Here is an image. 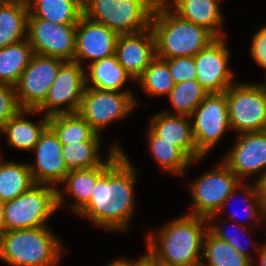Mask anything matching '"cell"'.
I'll list each match as a JSON object with an SVG mask.
<instances>
[{"label": "cell", "mask_w": 266, "mask_h": 266, "mask_svg": "<svg viewBox=\"0 0 266 266\" xmlns=\"http://www.w3.org/2000/svg\"><path fill=\"white\" fill-rule=\"evenodd\" d=\"M137 172L124 154L97 180L90 201L77 213L106 230L124 231L135 209Z\"/></svg>", "instance_id": "1"}, {"label": "cell", "mask_w": 266, "mask_h": 266, "mask_svg": "<svg viewBox=\"0 0 266 266\" xmlns=\"http://www.w3.org/2000/svg\"><path fill=\"white\" fill-rule=\"evenodd\" d=\"M208 226L204 217H178L147 236V252L159 266H201Z\"/></svg>", "instance_id": "2"}, {"label": "cell", "mask_w": 266, "mask_h": 266, "mask_svg": "<svg viewBox=\"0 0 266 266\" xmlns=\"http://www.w3.org/2000/svg\"><path fill=\"white\" fill-rule=\"evenodd\" d=\"M151 29L156 57L161 59L196 56L217 38L206 27L182 19L160 0L151 17Z\"/></svg>", "instance_id": "3"}, {"label": "cell", "mask_w": 266, "mask_h": 266, "mask_svg": "<svg viewBox=\"0 0 266 266\" xmlns=\"http://www.w3.org/2000/svg\"><path fill=\"white\" fill-rule=\"evenodd\" d=\"M65 248L48 227L5 231L0 259L11 266H57Z\"/></svg>", "instance_id": "4"}, {"label": "cell", "mask_w": 266, "mask_h": 266, "mask_svg": "<svg viewBox=\"0 0 266 266\" xmlns=\"http://www.w3.org/2000/svg\"><path fill=\"white\" fill-rule=\"evenodd\" d=\"M64 197V191L58 187L35 184L18 197L3 202L5 231L48 227V218L61 208Z\"/></svg>", "instance_id": "5"}, {"label": "cell", "mask_w": 266, "mask_h": 266, "mask_svg": "<svg viewBox=\"0 0 266 266\" xmlns=\"http://www.w3.org/2000/svg\"><path fill=\"white\" fill-rule=\"evenodd\" d=\"M159 0H83V16L120 34L148 30Z\"/></svg>", "instance_id": "6"}, {"label": "cell", "mask_w": 266, "mask_h": 266, "mask_svg": "<svg viewBox=\"0 0 266 266\" xmlns=\"http://www.w3.org/2000/svg\"><path fill=\"white\" fill-rule=\"evenodd\" d=\"M241 182L221 161L217 167L189 184L193 207L187 214L207 218L208 223L212 224L226 208V203L231 201L234 194L236 196Z\"/></svg>", "instance_id": "7"}, {"label": "cell", "mask_w": 266, "mask_h": 266, "mask_svg": "<svg viewBox=\"0 0 266 266\" xmlns=\"http://www.w3.org/2000/svg\"><path fill=\"white\" fill-rule=\"evenodd\" d=\"M230 128L236 133L266 130V85L234 83L226 91Z\"/></svg>", "instance_id": "8"}, {"label": "cell", "mask_w": 266, "mask_h": 266, "mask_svg": "<svg viewBox=\"0 0 266 266\" xmlns=\"http://www.w3.org/2000/svg\"><path fill=\"white\" fill-rule=\"evenodd\" d=\"M132 93L85 87L78 114L101 134L109 124L125 118L138 105Z\"/></svg>", "instance_id": "9"}, {"label": "cell", "mask_w": 266, "mask_h": 266, "mask_svg": "<svg viewBox=\"0 0 266 266\" xmlns=\"http://www.w3.org/2000/svg\"><path fill=\"white\" fill-rule=\"evenodd\" d=\"M190 120L197 152L204 157L227 129H231L226 93L208 94L190 115Z\"/></svg>", "instance_id": "10"}, {"label": "cell", "mask_w": 266, "mask_h": 266, "mask_svg": "<svg viewBox=\"0 0 266 266\" xmlns=\"http://www.w3.org/2000/svg\"><path fill=\"white\" fill-rule=\"evenodd\" d=\"M65 61L34 54L15 87L21 110H37L46 100L49 89Z\"/></svg>", "instance_id": "11"}, {"label": "cell", "mask_w": 266, "mask_h": 266, "mask_svg": "<svg viewBox=\"0 0 266 266\" xmlns=\"http://www.w3.org/2000/svg\"><path fill=\"white\" fill-rule=\"evenodd\" d=\"M86 68L75 61H65L59 68L45 102L36 110L45 116L78 113L85 89ZM65 105V106H63Z\"/></svg>", "instance_id": "12"}, {"label": "cell", "mask_w": 266, "mask_h": 266, "mask_svg": "<svg viewBox=\"0 0 266 266\" xmlns=\"http://www.w3.org/2000/svg\"><path fill=\"white\" fill-rule=\"evenodd\" d=\"M76 24L28 17L27 40L35 54L74 61Z\"/></svg>", "instance_id": "13"}, {"label": "cell", "mask_w": 266, "mask_h": 266, "mask_svg": "<svg viewBox=\"0 0 266 266\" xmlns=\"http://www.w3.org/2000/svg\"><path fill=\"white\" fill-rule=\"evenodd\" d=\"M225 37H217L196 56V80L210 93H223L234 84L229 67L230 53Z\"/></svg>", "instance_id": "14"}, {"label": "cell", "mask_w": 266, "mask_h": 266, "mask_svg": "<svg viewBox=\"0 0 266 266\" xmlns=\"http://www.w3.org/2000/svg\"><path fill=\"white\" fill-rule=\"evenodd\" d=\"M222 162L242 181L250 174L266 170V130L237 135Z\"/></svg>", "instance_id": "15"}, {"label": "cell", "mask_w": 266, "mask_h": 266, "mask_svg": "<svg viewBox=\"0 0 266 266\" xmlns=\"http://www.w3.org/2000/svg\"><path fill=\"white\" fill-rule=\"evenodd\" d=\"M62 147L57 134L48 125L32 149L36 153L35 164L28 163L35 184L56 187L64 181L70 170L65 164Z\"/></svg>", "instance_id": "16"}, {"label": "cell", "mask_w": 266, "mask_h": 266, "mask_svg": "<svg viewBox=\"0 0 266 266\" xmlns=\"http://www.w3.org/2000/svg\"><path fill=\"white\" fill-rule=\"evenodd\" d=\"M118 36L105 25L82 16L76 24L74 61L83 65V59L92 63L115 55Z\"/></svg>", "instance_id": "17"}, {"label": "cell", "mask_w": 266, "mask_h": 266, "mask_svg": "<svg viewBox=\"0 0 266 266\" xmlns=\"http://www.w3.org/2000/svg\"><path fill=\"white\" fill-rule=\"evenodd\" d=\"M115 55L124 70L136 81L156 57L155 37L151 27L138 33L120 34Z\"/></svg>", "instance_id": "18"}, {"label": "cell", "mask_w": 266, "mask_h": 266, "mask_svg": "<svg viewBox=\"0 0 266 266\" xmlns=\"http://www.w3.org/2000/svg\"><path fill=\"white\" fill-rule=\"evenodd\" d=\"M108 154L101 166L70 170L62 182L65 184V193L76 199L70 207L76 214L90 201L97 180L124 154V150L114 144Z\"/></svg>", "instance_id": "19"}, {"label": "cell", "mask_w": 266, "mask_h": 266, "mask_svg": "<svg viewBox=\"0 0 266 266\" xmlns=\"http://www.w3.org/2000/svg\"><path fill=\"white\" fill-rule=\"evenodd\" d=\"M189 119L190 116L172 115L164 111L153 115L148 128L160 136L161 140L173 142L196 163L203 157L197 152Z\"/></svg>", "instance_id": "20"}, {"label": "cell", "mask_w": 266, "mask_h": 266, "mask_svg": "<svg viewBox=\"0 0 266 266\" xmlns=\"http://www.w3.org/2000/svg\"><path fill=\"white\" fill-rule=\"evenodd\" d=\"M182 19L204 26L216 37L222 32L223 14L218 0H160Z\"/></svg>", "instance_id": "21"}, {"label": "cell", "mask_w": 266, "mask_h": 266, "mask_svg": "<svg viewBox=\"0 0 266 266\" xmlns=\"http://www.w3.org/2000/svg\"><path fill=\"white\" fill-rule=\"evenodd\" d=\"M38 113L36 110H20L0 128V133L7 135V143L19 150L31 151L37 144L41 133L49 125V117L43 116L37 124L24 118L26 114Z\"/></svg>", "instance_id": "22"}, {"label": "cell", "mask_w": 266, "mask_h": 266, "mask_svg": "<svg viewBox=\"0 0 266 266\" xmlns=\"http://www.w3.org/2000/svg\"><path fill=\"white\" fill-rule=\"evenodd\" d=\"M28 17L27 0L0 5V48L27 39Z\"/></svg>", "instance_id": "23"}, {"label": "cell", "mask_w": 266, "mask_h": 266, "mask_svg": "<svg viewBox=\"0 0 266 266\" xmlns=\"http://www.w3.org/2000/svg\"><path fill=\"white\" fill-rule=\"evenodd\" d=\"M88 67L89 71L85 70V87L120 91L127 80H133L118 62L116 55L94 61ZM90 82L93 85L89 86Z\"/></svg>", "instance_id": "24"}, {"label": "cell", "mask_w": 266, "mask_h": 266, "mask_svg": "<svg viewBox=\"0 0 266 266\" xmlns=\"http://www.w3.org/2000/svg\"><path fill=\"white\" fill-rule=\"evenodd\" d=\"M29 17L55 24H77L83 16V0H27Z\"/></svg>", "instance_id": "25"}, {"label": "cell", "mask_w": 266, "mask_h": 266, "mask_svg": "<svg viewBox=\"0 0 266 266\" xmlns=\"http://www.w3.org/2000/svg\"><path fill=\"white\" fill-rule=\"evenodd\" d=\"M49 126L62 144L101 140V135L78 113L49 116Z\"/></svg>", "instance_id": "26"}, {"label": "cell", "mask_w": 266, "mask_h": 266, "mask_svg": "<svg viewBox=\"0 0 266 266\" xmlns=\"http://www.w3.org/2000/svg\"><path fill=\"white\" fill-rule=\"evenodd\" d=\"M0 160V202L12 200L35 185L27 162Z\"/></svg>", "instance_id": "27"}, {"label": "cell", "mask_w": 266, "mask_h": 266, "mask_svg": "<svg viewBox=\"0 0 266 266\" xmlns=\"http://www.w3.org/2000/svg\"><path fill=\"white\" fill-rule=\"evenodd\" d=\"M34 54L27 39L0 48V83L15 86Z\"/></svg>", "instance_id": "28"}, {"label": "cell", "mask_w": 266, "mask_h": 266, "mask_svg": "<svg viewBox=\"0 0 266 266\" xmlns=\"http://www.w3.org/2000/svg\"><path fill=\"white\" fill-rule=\"evenodd\" d=\"M149 150L163 171L183 175L193 161L173 142L161 140L150 128L147 132Z\"/></svg>", "instance_id": "29"}, {"label": "cell", "mask_w": 266, "mask_h": 266, "mask_svg": "<svg viewBox=\"0 0 266 266\" xmlns=\"http://www.w3.org/2000/svg\"><path fill=\"white\" fill-rule=\"evenodd\" d=\"M202 252L201 266H253L255 263L209 230L204 237Z\"/></svg>", "instance_id": "30"}, {"label": "cell", "mask_w": 266, "mask_h": 266, "mask_svg": "<svg viewBox=\"0 0 266 266\" xmlns=\"http://www.w3.org/2000/svg\"><path fill=\"white\" fill-rule=\"evenodd\" d=\"M208 94L196 79L175 84L167 96L174 108L172 115L190 116Z\"/></svg>", "instance_id": "31"}, {"label": "cell", "mask_w": 266, "mask_h": 266, "mask_svg": "<svg viewBox=\"0 0 266 266\" xmlns=\"http://www.w3.org/2000/svg\"><path fill=\"white\" fill-rule=\"evenodd\" d=\"M100 141L76 142L63 144L62 154L69 170L86 169L101 166Z\"/></svg>", "instance_id": "32"}, {"label": "cell", "mask_w": 266, "mask_h": 266, "mask_svg": "<svg viewBox=\"0 0 266 266\" xmlns=\"http://www.w3.org/2000/svg\"><path fill=\"white\" fill-rule=\"evenodd\" d=\"M140 87L151 96L169 95L175 86L167 63L155 57L142 75L136 80Z\"/></svg>", "instance_id": "33"}, {"label": "cell", "mask_w": 266, "mask_h": 266, "mask_svg": "<svg viewBox=\"0 0 266 266\" xmlns=\"http://www.w3.org/2000/svg\"><path fill=\"white\" fill-rule=\"evenodd\" d=\"M239 189L241 192H243L242 194H244L243 198L244 200L247 202V204L245 205V215L246 218H250L254 221H257V224L261 223L260 221H262V219H264V221L266 220V209L264 208L262 201L259 198V194H258V189H257V185L254 181V183L251 184H245L243 182H241L239 184ZM236 215V212H235ZM235 215H231L230 216V220L234 219L235 220Z\"/></svg>", "instance_id": "34"}, {"label": "cell", "mask_w": 266, "mask_h": 266, "mask_svg": "<svg viewBox=\"0 0 266 266\" xmlns=\"http://www.w3.org/2000/svg\"><path fill=\"white\" fill-rule=\"evenodd\" d=\"M175 84L196 79L194 56L163 59Z\"/></svg>", "instance_id": "35"}, {"label": "cell", "mask_w": 266, "mask_h": 266, "mask_svg": "<svg viewBox=\"0 0 266 266\" xmlns=\"http://www.w3.org/2000/svg\"><path fill=\"white\" fill-rule=\"evenodd\" d=\"M20 110L21 108L17 102L15 87L0 83V128Z\"/></svg>", "instance_id": "36"}, {"label": "cell", "mask_w": 266, "mask_h": 266, "mask_svg": "<svg viewBox=\"0 0 266 266\" xmlns=\"http://www.w3.org/2000/svg\"><path fill=\"white\" fill-rule=\"evenodd\" d=\"M250 54L257 65L266 70V26H262L252 38Z\"/></svg>", "instance_id": "37"}, {"label": "cell", "mask_w": 266, "mask_h": 266, "mask_svg": "<svg viewBox=\"0 0 266 266\" xmlns=\"http://www.w3.org/2000/svg\"><path fill=\"white\" fill-rule=\"evenodd\" d=\"M208 230L217 238L226 241L229 243L232 247H234L241 255L245 256L246 258L250 259L253 262L252 255L249 254V251H247L246 247L243 246L241 241H239L238 234L237 233H228V231L223 230L222 227L219 226V224H212L208 226ZM234 232H237L236 230Z\"/></svg>", "instance_id": "38"}, {"label": "cell", "mask_w": 266, "mask_h": 266, "mask_svg": "<svg viewBox=\"0 0 266 266\" xmlns=\"http://www.w3.org/2000/svg\"><path fill=\"white\" fill-rule=\"evenodd\" d=\"M124 266H159L155 259L147 252L138 260H124Z\"/></svg>", "instance_id": "39"}, {"label": "cell", "mask_w": 266, "mask_h": 266, "mask_svg": "<svg viewBox=\"0 0 266 266\" xmlns=\"http://www.w3.org/2000/svg\"><path fill=\"white\" fill-rule=\"evenodd\" d=\"M255 183L257 185L259 198L266 209V170L257 180H255Z\"/></svg>", "instance_id": "40"}, {"label": "cell", "mask_w": 266, "mask_h": 266, "mask_svg": "<svg viewBox=\"0 0 266 266\" xmlns=\"http://www.w3.org/2000/svg\"><path fill=\"white\" fill-rule=\"evenodd\" d=\"M258 249V266H266V247L262 244Z\"/></svg>", "instance_id": "41"}, {"label": "cell", "mask_w": 266, "mask_h": 266, "mask_svg": "<svg viewBox=\"0 0 266 266\" xmlns=\"http://www.w3.org/2000/svg\"><path fill=\"white\" fill-rule=\"evenodd\" d=\"M5 232L3 205L0 202V236Z\"/></svg>", "instance_id": "42"}, {"label": "cell", "mask_w": 266, "mask_h": 266, "mask_svg": "<svg viewBox=\"0 0 266 266\" xmlns=\"http://www.w3.org/2000/svg\"><path fill=\"white\" fill-rule=\"evenodd\" d=\"M106 266H124V258H118L117 260L107 264Z\"/></svg>", "instance_id": "43"}, {"label": "cell", "mask_w": 266, "mask_h": 266, "mask_svg": "<svg viewBox=\"0 0 266 266\" xmlns=\"http://www.w3.org/2000/svg\"><path fill=\"white\" fill-rule=\"evenodd\" d=\"M17 0H0V5H5V4H9V3H12V2H15Z\"/></svg>", "instance_id": "44"}]
</instances>
